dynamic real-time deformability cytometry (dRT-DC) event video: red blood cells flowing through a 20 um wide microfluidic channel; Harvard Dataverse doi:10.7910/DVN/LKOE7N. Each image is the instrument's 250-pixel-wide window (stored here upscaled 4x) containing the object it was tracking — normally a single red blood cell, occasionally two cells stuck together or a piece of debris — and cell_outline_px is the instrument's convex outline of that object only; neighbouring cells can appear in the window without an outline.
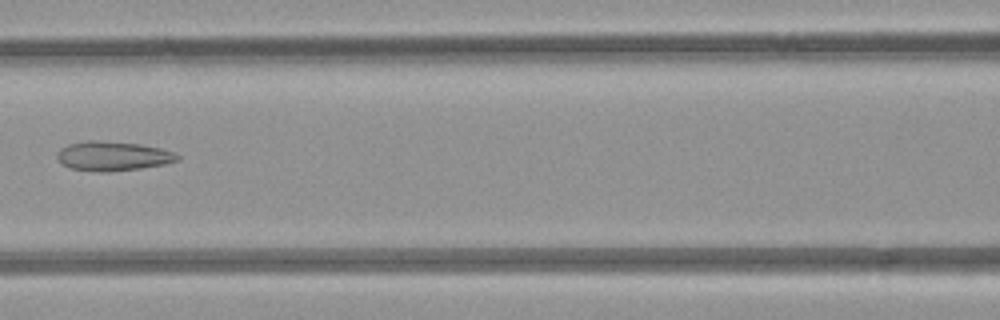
{"species": "common noctule bat (a hibernating species)", "species_latin": "Nyctalus noctula", "temperature_condition": "room temperature", "stored_images_in_passage": 6, "camera_frame_rate_fps": 3000, "um_per_image_px": 0.085, "animal": {"sex": "female", "body_mass_g": 21.9}, "frame": {"image": 1, "passage_image": 5, "time_ms": 4.667, "image_size_px": [1000, 320], "cell_outline_px": [[180, 160], [164, 164], [140, 168], [108, 172], [100, 172], [72, 168], [60, 164], [56, 156], [56, 152], [60, 148], [68, 144], [88, 140], [96, 140], [140, 144], [160, 148], [172, 152], [180, 156]], "centroid_in_image_um": [9.55, 13.26], "position_along_channel_um": 157.0, "area_um2": 20.63}}
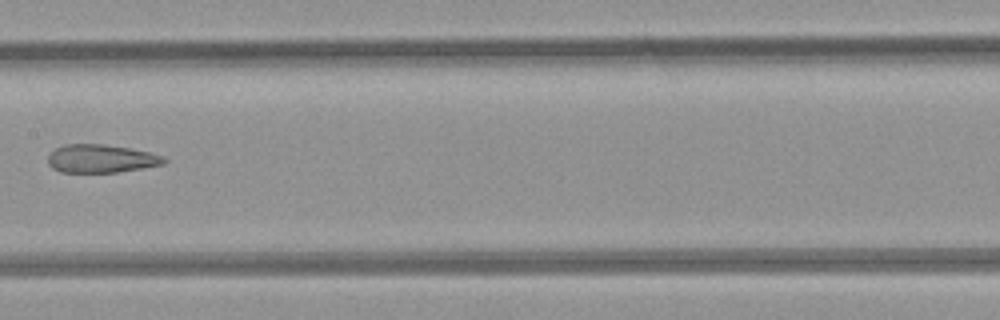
{"frame": {"image": 2, "passage_image": 6, "time_ms": 5.667, "image_size_px": [1000, 320], "cell_outline_px": [[168, 160], [164, 164], [116, 172], [60, 172], [52, 168], [48, 164], [48, 156], [56, 148], [64, 144], [104, 144], [128, 148], [148, 152], [164, 156]], "centroid_in_image_um": [8.58, 13.48], "position_along_channel_um": 198.8, "area_um2": 18.96}}